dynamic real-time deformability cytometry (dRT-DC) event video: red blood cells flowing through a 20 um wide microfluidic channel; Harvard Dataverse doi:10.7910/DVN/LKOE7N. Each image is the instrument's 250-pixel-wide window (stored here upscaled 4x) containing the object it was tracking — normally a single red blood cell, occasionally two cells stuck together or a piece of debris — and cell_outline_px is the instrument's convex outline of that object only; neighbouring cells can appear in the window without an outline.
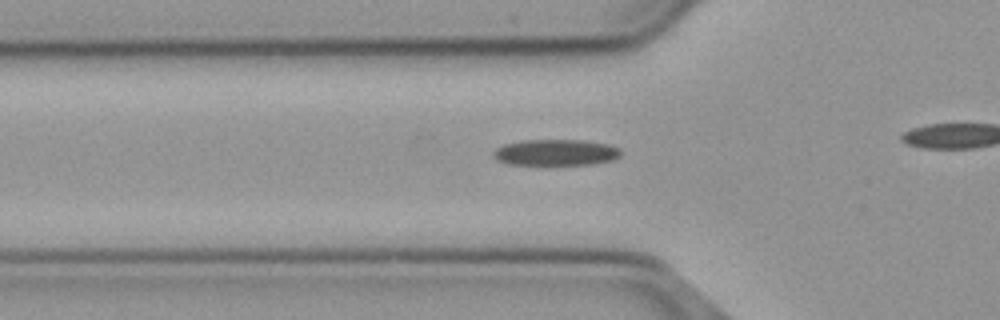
{"species": "common noctule bat (a hibernating species)", "species_latin": "Nyctalus noctula", "temperature_condition": "cold", "stored_images_in_passage": 43, "camera_frame_rate_fps": 3000, "um_per_image_px": 0.085, "animal": {"sex": "male", "body_mass_g": 23.1, "forearm_length_mm": 52.7}, "frame": {"image": 1, "passage_image": 18, "time_ms": 5.667, "image_size_px": [1000, 320], "cell_outline_px": [[620, 156], [612, 160], [592, 164], [508, 164], [496, 160], [492, 156], [492, 152], [496, 148], [504, 144], [524, 140], [584, 140], [608, 144], [620, 148]], "centroid_in_image_um": [47.22, 12.95], "position_along_channel_um": 78.6, "area_um2": 19.42}}
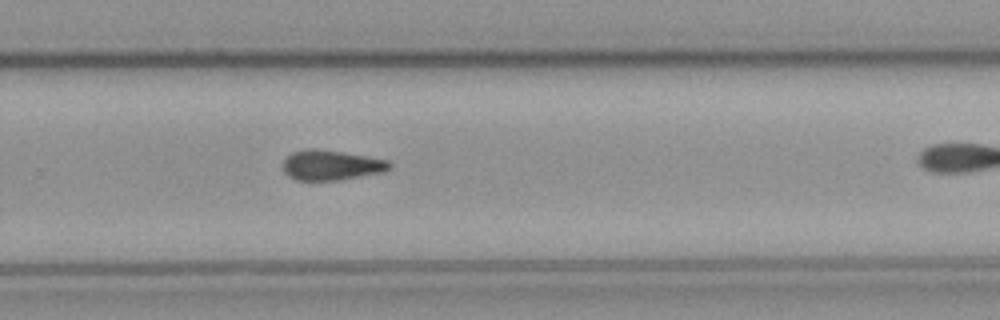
{"frame": {"image": 2, "passage_image": 36, "time_ms": 11.667, "image_size_px": [1000, 320], "cell_outline_px": [[392, 168], [384, 172], [340, 180], [296, 180], [288, 176], [284, 172], [284, 160], [292, 152], [312, 148], [316, 148], [388, 160], [392, 164]], "centroid_in_image_um": [28.17, 14.05], "position_along_channel_um": 301.6, "area_um2": 18.55}}
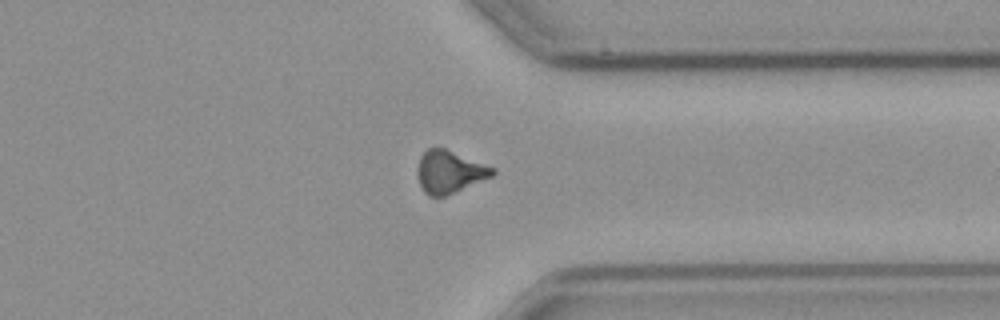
{"frame": {"image": 3, "passage_image": 42, "time_ms": 13.667, "image_size_px": [1000, 320], "cell_outline_px": [[496, 172], [492, 176], [444, 196], [428, 196], [424, 192], [420, 184], [416, 172], [420, 156], [428, 148], [444, 148], [496, 168]], "centroid_in_image_um": [38.19, 14.6], "position_along_channel_um": 373.2, "area_um2": 18.38}}